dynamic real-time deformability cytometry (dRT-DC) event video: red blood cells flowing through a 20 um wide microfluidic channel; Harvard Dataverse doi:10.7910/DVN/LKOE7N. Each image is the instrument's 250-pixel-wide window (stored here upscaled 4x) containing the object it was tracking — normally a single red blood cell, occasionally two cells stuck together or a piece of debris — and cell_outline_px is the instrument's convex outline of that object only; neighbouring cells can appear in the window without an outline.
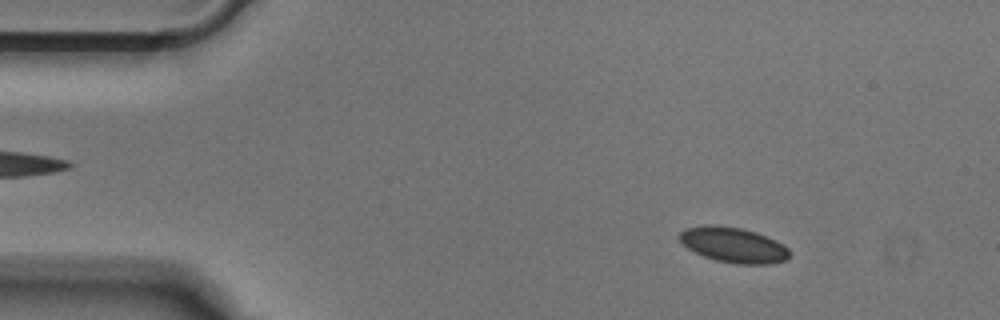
{"species": "Egyptian fruit bat (a non-hibernating species)", "species_latin": "Rousettus aegyptiacus", "temperature_condition": "cold", "stored_images_in_passage": 51, "camera_frame_rate_fps": 3000, "um_per_image_px": 0.085, "animal": {"sex": "male"}, "frame": {"image": 1, "passage_image": 6, "time_ms": 1.667, "image_size_px": [1000, 320], "cell_outline_px": [[788, 256], [784, 260], [772, 264], [736, 264], [716, 260], [704, 256], [688, 248], [680, 240], [680, 232], [684, 228], [704, 224], [740, 228], [756, 232], [776, 240], [784, 244], [788, 248]], "centroid_in_image_um": [62.34, 20.82], "position_along_channel_um": 22.7, "area_um2": 22.43}}
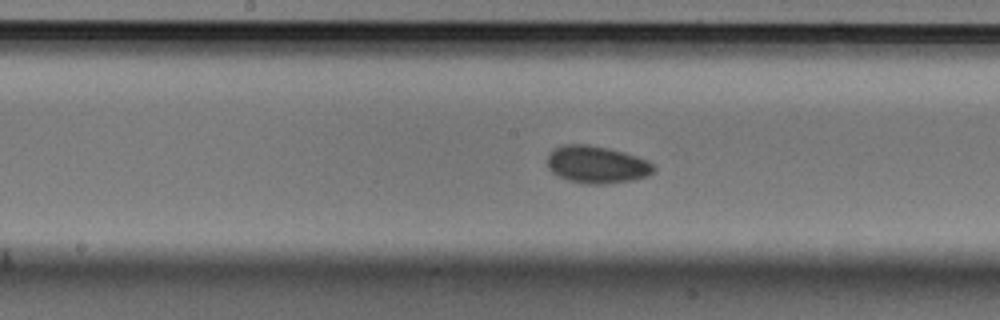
{"frame": {"image": 2, "passage_image": 25, "time_ms": 8.0, "image_size_px": [1000, 320], "cell_outline_px": [[656, 168], [648, 176], [632, 180], [608, 184], [584, 184], [568, 180], [556, 176], [548, 168], [548, 156], [560, 144], [588, 144], [608, 148], [624, 152], [648, 160]], "centroid_in_image_um": [50.72, 14.0], "position_along_channel_um": 197.5, "area_um2": 23.29}}
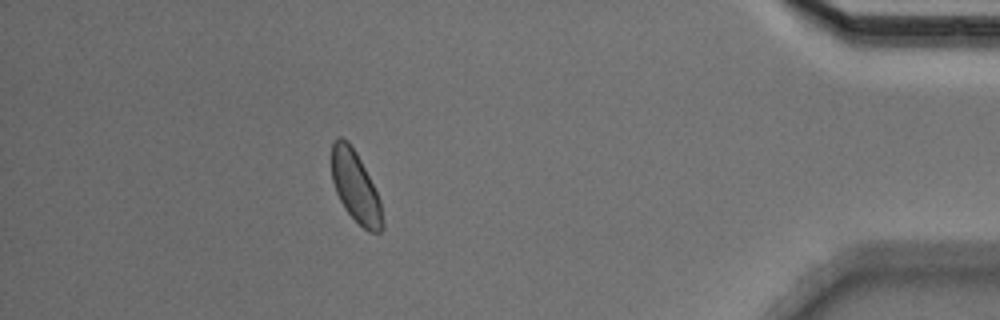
{"frame": {"image": 3, "passage_image": 45, "time_ms": 14.667, "image_size_px": [1000, 320], "cell_outline_px": [[384, 228], [380, 232], [368, 232], [344, 208], [336, 192], [332, 180], [332, 144], [340, 136], [348, 140], [356, 152], [380, 200], [384, 224]], "centroid_in_image_um": [30.22, 15.89], "position_along_channel_um": 405.0, "area_um2": 20.69}}